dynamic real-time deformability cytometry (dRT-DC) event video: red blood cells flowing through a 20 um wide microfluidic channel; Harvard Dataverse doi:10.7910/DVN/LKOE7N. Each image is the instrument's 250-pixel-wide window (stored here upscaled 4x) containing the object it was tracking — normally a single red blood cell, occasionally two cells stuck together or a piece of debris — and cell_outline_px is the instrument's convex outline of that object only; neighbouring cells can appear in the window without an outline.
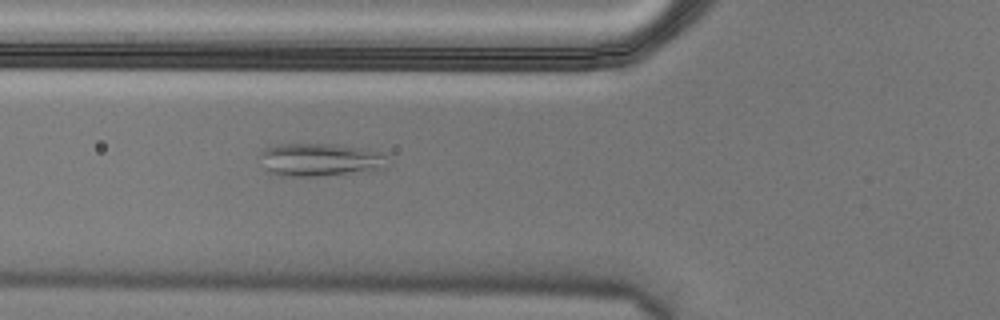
{"species": "Egyptian fruit bat (a non-hibernating species)", "species_latin": "Rousettus aegyptiacus", "temperature_condition": "cold", "stored_images_in_passage": 6, "camera_frame_rate_fps": 3000, "um_per_image_px": 0.085, "animal": {"sex": "male"}, "frame": {"image": 1, "passage_image": 6, "time_ms": 1.667, "image_size_px": [1000, 320], "cell_outline_px": [[392, 164], [388, 168], [316, 176], [276, 176], [264, 168], [260, 156], [260, 152], [264, 148], [276, 144], [340, 144], [368, 148], [388, 152]], "centroid_in_image_um": [27.32, 13.55], "position_along_channel_um": 98.5, "area_um2": 25.37}}